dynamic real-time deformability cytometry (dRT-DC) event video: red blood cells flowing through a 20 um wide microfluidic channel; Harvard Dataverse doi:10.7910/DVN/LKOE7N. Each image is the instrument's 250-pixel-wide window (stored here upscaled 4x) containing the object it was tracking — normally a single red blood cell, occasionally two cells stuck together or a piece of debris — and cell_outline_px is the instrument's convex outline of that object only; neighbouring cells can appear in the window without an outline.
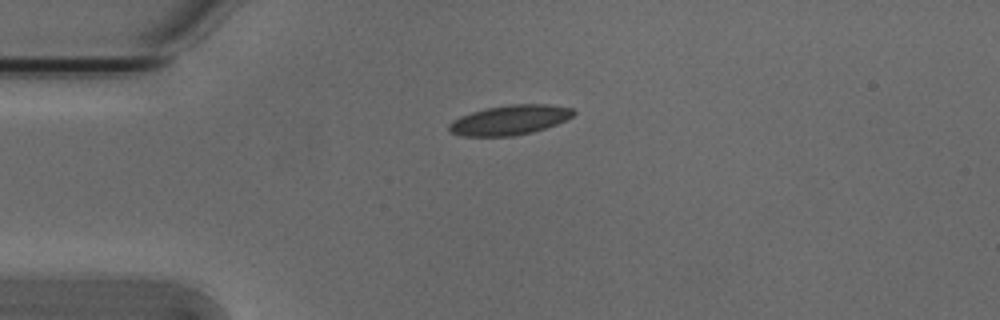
{"species": "Egyptian fruit bat (a non-hibernating species)", "species_latin": "Rousettus aegyptiacus", "temperature_condition": "cold", "stored_images_in_passage": 3, "camera_frame_rate_fps": 3000, "um_per_image_px": 0.085, "animal": {"sex": "male"}, "frame": {"image": 1, "passage_image": 1, "time_ms": 0.0, "image_size_px": [1000, 320], "cell_outline_px": [[576, 112], [572, 116], [556, 124], [532, 132], [512, 136], [460, 136], [448, 132], [448, 124], [452, 120], [460, 116], [472, 112], [488, 108], [508, 104], [548, 104], [572, 108]], "centroid_in_image_um": [43.28, 10.2], "position_along_channel_um": 41.7, "area_um2": 21.56}}
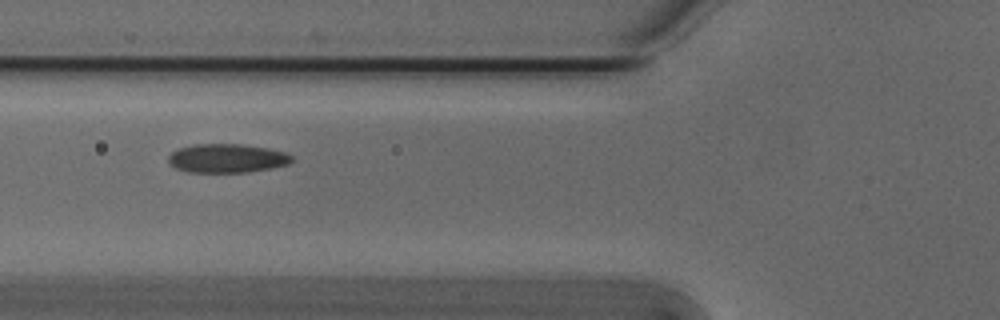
{"frame": {"image": 2, "passage_image": 3, "time_ms": 0.667, "image_size_px": [1000, 320], "cell_outline_px": [[292, 160], [288, 164], [272, 168], [248, 172], [188, 172], [176, 168], [168, 160], [168, 156], [172, 152], [180, 148], [196, 144], [240, 144], [268, 148], [284, 152], [292, 156]], "centroid_in_image_um": [19.3, 13.45], "position_along_channel_um": 106.5, "area_um2": 20.58}}